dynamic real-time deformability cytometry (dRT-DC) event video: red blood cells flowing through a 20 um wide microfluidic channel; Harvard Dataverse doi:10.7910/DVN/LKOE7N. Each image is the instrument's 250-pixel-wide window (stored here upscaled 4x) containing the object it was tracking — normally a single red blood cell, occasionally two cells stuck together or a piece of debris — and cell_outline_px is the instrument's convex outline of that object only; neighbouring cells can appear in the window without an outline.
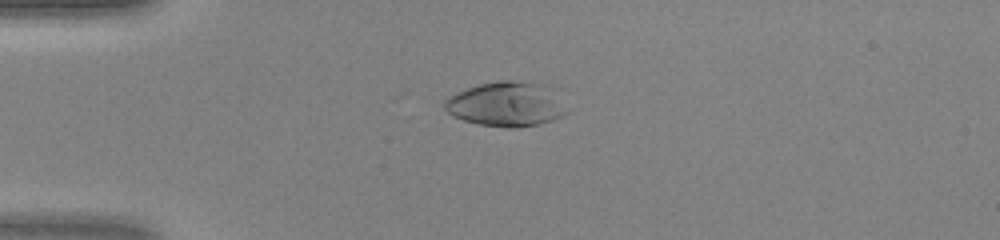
{"species": "human", "species_latin": "Homo sapiens", "temperature_condition": "warm", "stored_images_in_passage": 43, "camera_frame_rate_fps": 3000, "um_per_image_px": 0.085, "donor": {"sex": "female"}, "frame": {"image": 1, "passage_image": 13, "time_ms": 4.0, "image_size_px": [1000, 240], "cell_outline_px": [[568, 112], [552, 120], [540, 124], [516, 128], [508, 128], [480, 124], [464, 120], [452, 116], [444, 108], [444, 100], [448, 96], [456, 92], [480, 84], [496, 80], [508, 80], [540, 84], [548, 88]], "centroid_in_image_um": [42.94, 8.87], "position_along_channel_um": 42.1, "area_um2": 31.21}}